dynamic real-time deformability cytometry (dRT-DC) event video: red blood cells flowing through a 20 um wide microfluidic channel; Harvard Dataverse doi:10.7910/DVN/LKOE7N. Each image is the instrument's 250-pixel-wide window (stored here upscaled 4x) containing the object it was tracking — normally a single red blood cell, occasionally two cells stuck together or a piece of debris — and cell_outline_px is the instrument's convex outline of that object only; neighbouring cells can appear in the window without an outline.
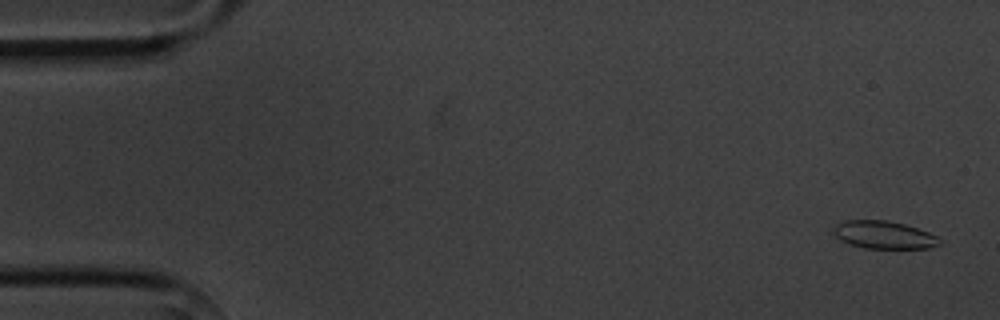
{"species": "common noctule bat (a hibernating species)", "species_latin": "Nyctalus noctula", "temperature_condition": "cold", "stored_images_in_passage": 5, "camera_frame_rate_fps": 3000, "um_per_image_px": 0.085, "animal": {"sex": "male", "body_mass_g": 20.1, "forearm_length_mm": 53.5}, "frame": {"image": 1, "passage_image": 1, "time_ms": 0.0, "image_size_px": [1000, 320], "cell_outline_px": [[940, 244], [928, 248], [864, 248], [840, 240], [832, 232], [836, 224], [844, 220], [888, 220], [904, 224], [928, 232], [936, 236], [940, 240]], "centroid_in_image_um": [75.1, 19.95], "position_along_channel_um": 9.9, "area_um2": 16.99}}